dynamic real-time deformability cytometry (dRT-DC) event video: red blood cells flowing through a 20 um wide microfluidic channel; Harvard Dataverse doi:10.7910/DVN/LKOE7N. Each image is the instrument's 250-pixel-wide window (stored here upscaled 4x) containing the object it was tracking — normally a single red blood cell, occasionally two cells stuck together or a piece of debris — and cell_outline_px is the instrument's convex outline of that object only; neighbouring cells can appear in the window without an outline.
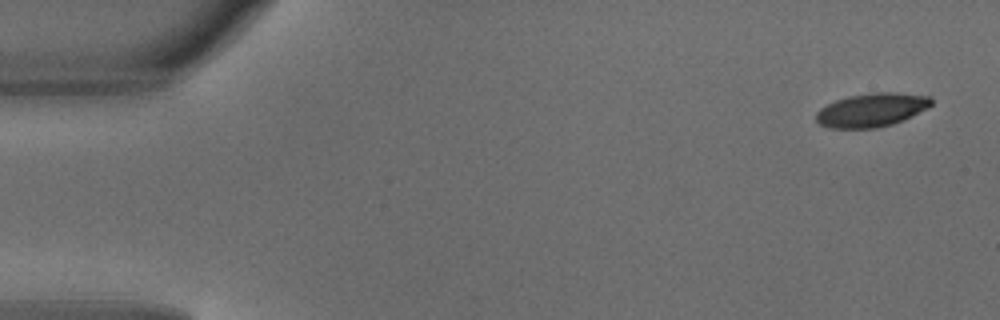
{"species": "common noctule bat (a hibernating species)", "species_latin": "Nyctalus noctula", "temperature_condition": "warm", "stored_images_in_passage": 5, "camera_frame_rate_fps": 3000, "um_per_image_px": 0.085, "animal": {"sex": "male", "body_mass_g": 18.8}, "frame": {"image": 1, "passage_image": 1, "time_ms": 0.0, "image_size_px": [1000, 320], "cell_outline_px": [[932, 104], [928, 108], [904, 120], [892, 124], [876, 128], [828, 128], [820, 124], [816, 120], [816, 112], [820, 108], [836, 100], [848, 96], [872, 92], [896, 92], [932, 96]], "centroid_in_image_um": [74.11, 9.34], "position_along_channel_um": 10.9, "area_um2": 22.77}}
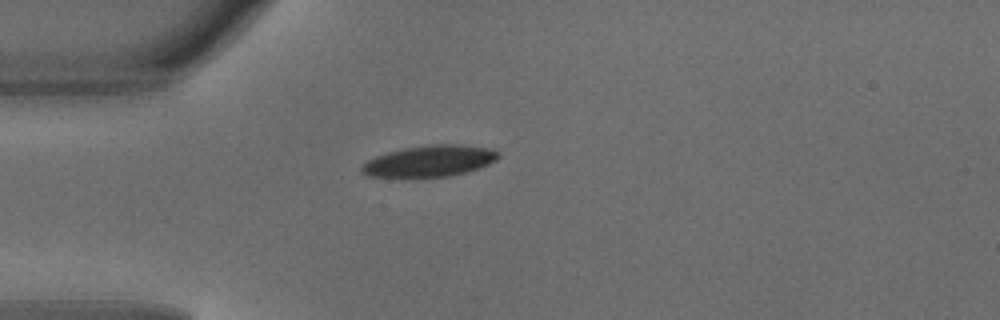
{"frame": {"image": 2, "passage_image": 4, "time_ms": 1.0, "image_size_px": [1000, 320], "cell_outline_px": [[500, 156], [496, 160], [480, 168], [468, 172], [452, 176], [368, 176], [360, 172], [360, 168], [368, 160], [376, 156], [388, 152], [404, 148], [432, 144], [460, 144], [492, 148], [500, 152]], "centroid_in_image_um": [36.58, 13.67], "position_along_channel_um": 48.4, "area_um2": 24.85}}